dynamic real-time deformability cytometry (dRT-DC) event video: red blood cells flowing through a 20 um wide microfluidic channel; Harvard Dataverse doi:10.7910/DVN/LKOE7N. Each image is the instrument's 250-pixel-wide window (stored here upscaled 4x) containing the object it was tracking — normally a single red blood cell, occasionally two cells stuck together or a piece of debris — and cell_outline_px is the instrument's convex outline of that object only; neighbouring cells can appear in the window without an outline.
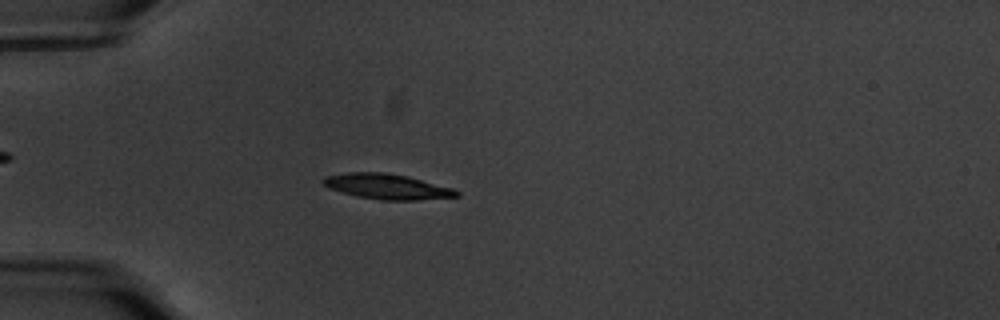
{"species": "common noctule bat (a hibernating species)", "species_latin": "Nyctalus noctula", "temperature_condition": "warm", "stored_images_in_passage": 58, "camera_frame_rate_fps": 3000, "um_per_image_px": 0.085, "animal": {"sex": "male", "body_mass_g": 20.1, "forearm_length_mm": 53.5}, "frame": {"image": 1, "passage_image": 17, "time_ms": 5.333, "image_size_px": [1000, 320], "cell_outline_px": [[460, 196], [420, 200], [380, 200], [356, 196], [328, 188], [320, 180], [324, 176], [348, 172], [384, 172], [408, 176], [452, 188], [460, 192]], "centroid_in_image_um": [32.88, 15.85], "position_along_channel_um": 52.1, "area_um2": 19.77}}
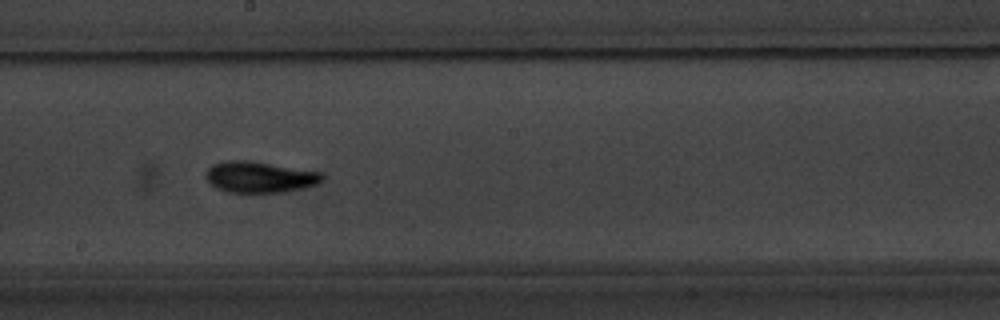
{"frame": {"image": 2, "passage_image": 33, "time_ms": 10.667, "image_size_px": [1000, 320], "cell_outline_px": [[324, 176], [316, 184], [304, 188], [288, 192], [228, 192], [216, 188], [204, 176], [204, 172], [212, 164], [224, 160], [248, 160], [320, 172]], "centroid_in_image_um": [22.02, 15.04], "position_along_channel_um": 226.2, "area_um2": 21.1}}
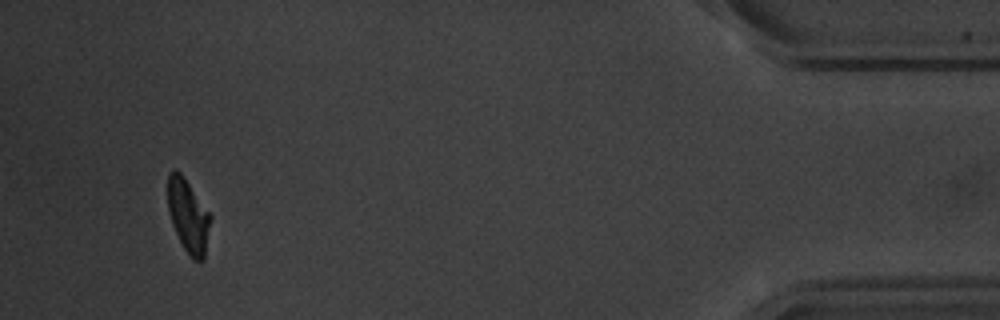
{"frame": {"image": 3, "passage_image": 55, "time_ms": 18.0, "image_size_px": [1000, 320], "cell_outline_px": [[212, 220], [204, 260], [200, 264], [192, 260], [184, 248], [172, 224], [168, 208], [168, 172], [176, 168], [180, 172], [212, 216]], "centroid_in_image_um": [16.02, 18.4], "position_along_channel_um": 419.2, "area_um2": 18.38}, "authors_computed_cell_mechanics": {"area_um2": 19.2474, "velocity_mm_per_s": 3.5196, "shape_relaxation_time_tau1_ms": 3.9358, "shape_relaxation_time_tau2_ms": 3.4631, "deformation_change_tau1": 0.1656, "deformation_change_tau2": 0.0874}}